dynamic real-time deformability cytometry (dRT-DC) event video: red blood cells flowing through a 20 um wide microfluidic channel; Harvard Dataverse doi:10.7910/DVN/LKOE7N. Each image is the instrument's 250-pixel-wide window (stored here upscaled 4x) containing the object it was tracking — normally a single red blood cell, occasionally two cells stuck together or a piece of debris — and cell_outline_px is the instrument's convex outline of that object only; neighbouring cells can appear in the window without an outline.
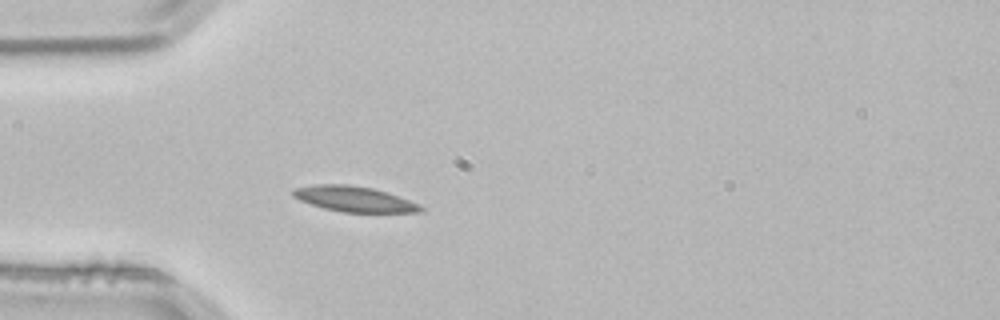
{"species": "common noctule bat (a hibernating species)", "species_latin": "Nyctalus noctula", "temperature_condition": "room temperature", "stored_images_in_passage": 39, "camera_frame_rate_fps": 3000, "um_per_image_px": 0.085, "animal": {"sex": "male", "body_mass_g": 21.5, "forearm_length_mm": 52.0}, "frame": {"image": 1, "passage_image": 1, "time_ms": 0.0, "image_size_px": [1000, 320], "cell_outline_px": [[424, 212], [344, 212], [324, 208], [300, 200], [292, 196], [292, 188], [316, 184], [348, 184], [372, 188], [388, 192], [420, 204], [424, 208]], "centroid_in_image_um": [30.12, 16.91], "position_along_channel_um": 54.9, "area_um2": 18.96}}
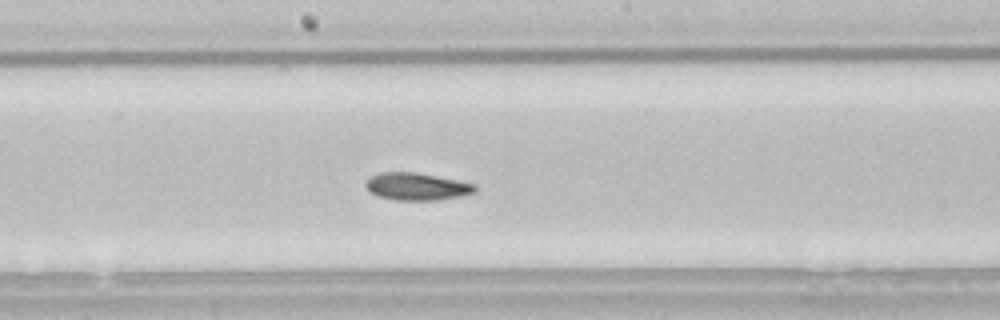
{"frame": {"image": 2, "passage_image": 14, "time_ms": 4.333, "image_size_px": [1000, 320], "cell_outline_px": [[476, 192], [460, 196], [440, 200], [396, 200], [380, 196], [372, 192], [364, 184], [372, 176], [380, 172], [416, 172], [460, 180], [476, 184]], "centroid_in_image_um": [35.49, 15.85], "position_along_channel_um": 212.7, "area_um2": 17.4}}
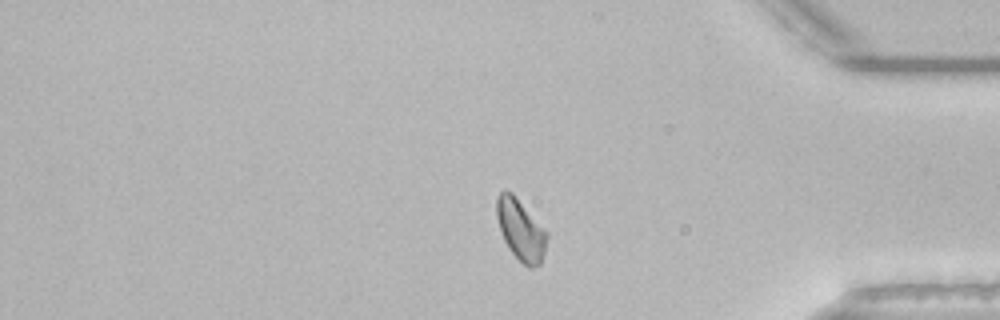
{"frame": {"image": 3, "passage_image": 30, "time_ms": 9.667, "image_size_px": [1000, 320], "cell_outline_px": [[548, 236], [544, 252], [540, 264], [532, 268], [528, 268], [508, 248], [504, 240], [496, 216], [496, 196], [504, 188], [512, 192], [548, 232]], "centroid_in_image_um": [44.25, 19.5], "position_along_channel_um": 390.9, "area_um2": 17.92}, "authors_computed_cell_mechanics": {"area_um2": 17.5134, "velocity_mm_per_s": 3.7922, "shape_relaxation_time_tau1_ms": 4.904, "shape_relaxation_time_tau2_ms": null, "deformation_change_tau1": 0.1255, "deformation_change_tau2": null}}